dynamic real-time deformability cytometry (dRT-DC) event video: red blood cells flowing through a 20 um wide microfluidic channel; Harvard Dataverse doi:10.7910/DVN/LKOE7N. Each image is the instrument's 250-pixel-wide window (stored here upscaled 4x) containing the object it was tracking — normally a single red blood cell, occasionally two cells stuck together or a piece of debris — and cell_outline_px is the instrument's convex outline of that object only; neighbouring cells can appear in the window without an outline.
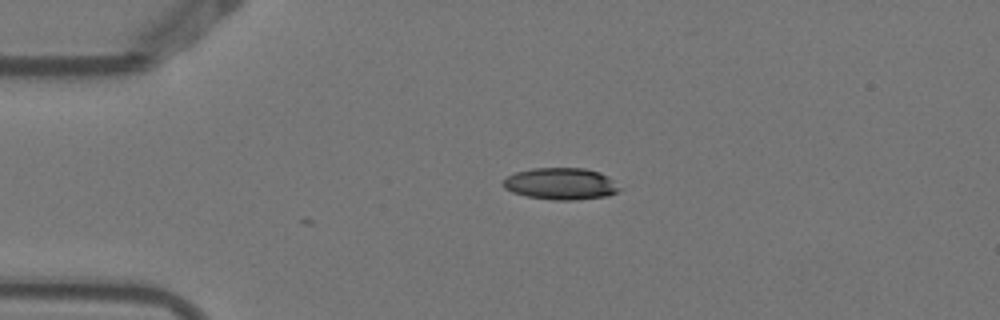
{"species": "Egyptian fruit bat (a non-hibernating species)", "species_latin": "Rousettus aegyptiacus", "temperature_condition": "warm", "stored_images_in_passage": 2, "camera_frame_rate_fps": 3000, "um_per_image_px": 0.085, "animal": {"sex": "female"}, "frame": {"image": 1, "passage_image": 1, "time_ms": 0.0, "image_size_px": [1000, 320], "cell_outline_px": [[624, 188], [608, 196], [576, 200], [552, 200], [528, 196], [512, 192], [504, 188], [500, 184], [508, 176], [516, 172], [532, 168], [584, 168], [600, 172], [608, 176]], "centroid_in_image_um": [47.7, 15.62], "position_along_channel_um": 37.3, "area_um2": 21.79}}